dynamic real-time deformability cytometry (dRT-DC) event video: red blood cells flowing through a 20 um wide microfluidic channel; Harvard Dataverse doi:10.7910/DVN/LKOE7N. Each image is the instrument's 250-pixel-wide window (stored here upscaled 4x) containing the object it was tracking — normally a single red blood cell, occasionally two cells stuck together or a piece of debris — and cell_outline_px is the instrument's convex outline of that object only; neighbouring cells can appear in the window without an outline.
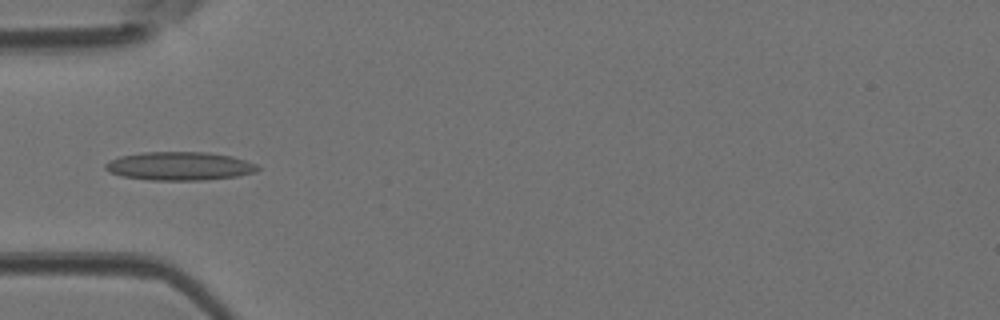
{"species": "Egyptian fruit bat (a non-hibernating species)", "species_latin": "Rousettus aegyptiacus", "temperature_condition": "room temperature", "stored_images_in_passage": 15, "camera_frame_rate_fps": 3000, "um_per_image_px": 0.085, "animal": {"sex": "female"}, "frame": {"image": 1, "passage_image": 8, "time_ms": 2.333, "image_size_px": [1000, 320], "cell_outline_px": [[260, 168], [256, 172], [240, 176], [204, 180], [148, 180], [124, 176], [108, 172], [104, 168], [104, 164], [108, 160], [120, 156], [144, 152], [208, 152], [232, 156], [256, 164]], "centroid_in_image_um": [15.26, 14.12], "position_along_channel_um": 69.7, "area_um2": 25.43}}
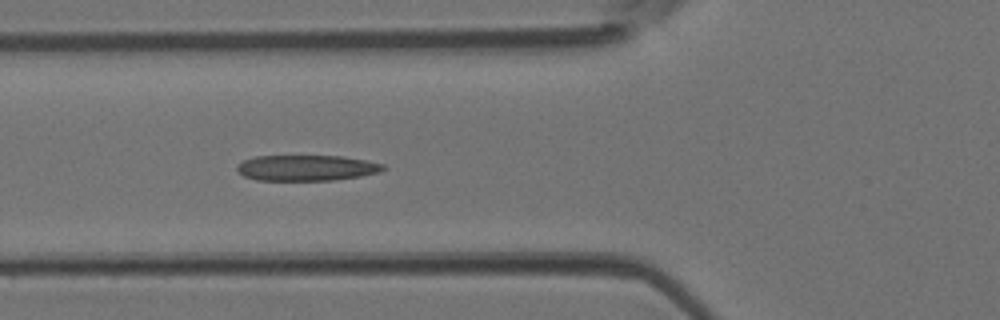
{"frame": {"image": 2, "passage_image": 10, "time_ms": 3.0, "image_size_px": [1000, 320], "cell_outline_px": [[388, 168], [380, 172], [360, 176], [332, 180], [256, 180], [244, 176], [236, 168], [244, 160], [256, 156], [344, 156], [384, 164]], "centroid_in_image_um": [26.1, 14.27], "position_along_channel_um": 99.7, "area_um2": 21.79}}
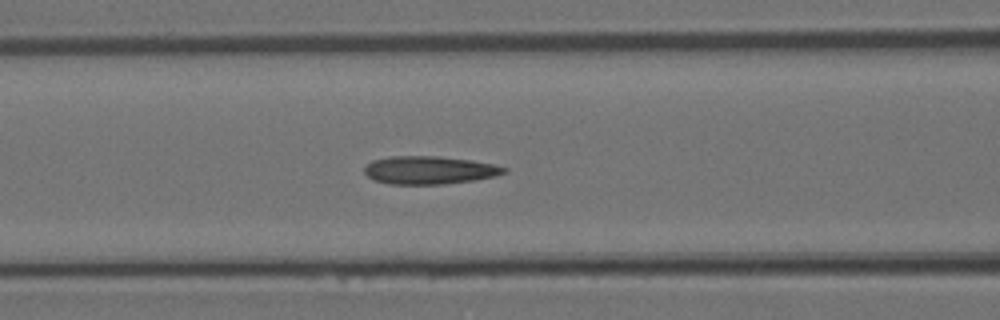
{"frame": {"image": 3, "passage_image": 12, "time_ms": 3.667, "image_size_px": [1000, 320], "cell_outline_px": [[508, 172], [496, 176], [472, 180], [444, 184], [388, 184], [376, 180], [368, 176], [364, 172], [364, 168], [372, 160], [392, 156], [440, 156], [472, 160], [492, 164], [508, 168]], "centroid_in_image_um": [36.51, 14.45], "position_along_channel_um": 130.1, "area_um2": 22.77}}